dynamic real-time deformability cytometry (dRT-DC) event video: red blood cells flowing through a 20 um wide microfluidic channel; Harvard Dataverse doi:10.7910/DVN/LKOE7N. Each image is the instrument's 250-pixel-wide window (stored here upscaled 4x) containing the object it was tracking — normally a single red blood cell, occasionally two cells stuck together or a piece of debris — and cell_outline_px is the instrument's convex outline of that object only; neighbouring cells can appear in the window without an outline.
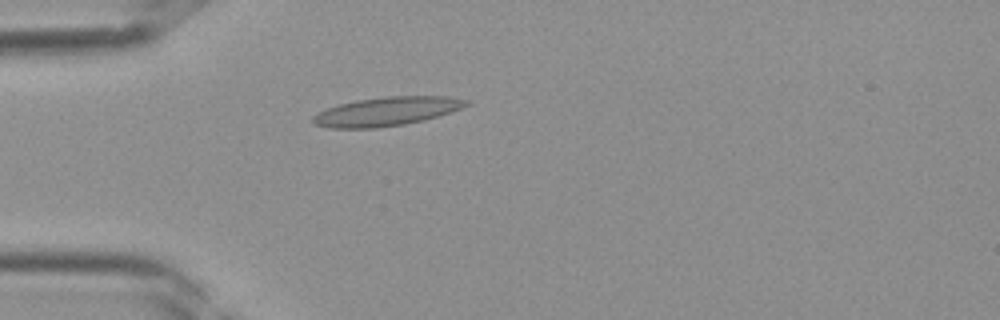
{"species": "Egyptian fruit bat (a non-hibernating species)", "species_latin": "Rousettus aegyptiacus", "temperature_condition": "room temperature", "stored_images_in_passage": 32, "camera_frame_rate_fps": 3000, "um_per_image_px": 0.085, "frame": {"image": 1, "passage_image": 4, "time_ms": 1.0, "image_size_px": [1000, 320], "cell_outline_px": [[472, 104], [452, 112], [424, 120], [404, 124], [376, 128], [328, 128], [316, 124], [312, 120], [312, 116], [316, 112], [340, 104], [356, 100], [388, 96], [448, 96], [468, 100]], "centroid_in_image_um": [32.9, 9.47], "position_along_channel_um": 52.1, "area_um2": 25.84}}
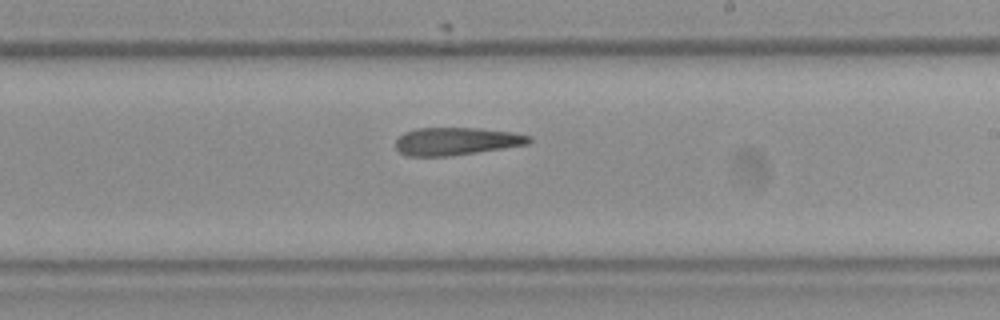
{"frame": {"image": 2, "passage_image": 16, "time_ms": 5.0, "image_size_px": [1000, 320], "cell_outline_px": [[532, 140], [528, 144], [476, 152], [448, 156], [408, 156], [400, 152], [396, 148], [396, 140], [404, 132], [416, 128], [480, 128], [512, 132], [532, 136]], "centroid_in_image_um": [38.78, 12.0], "position_along_channel_um": 250.2, "area_um2": 21.44}}
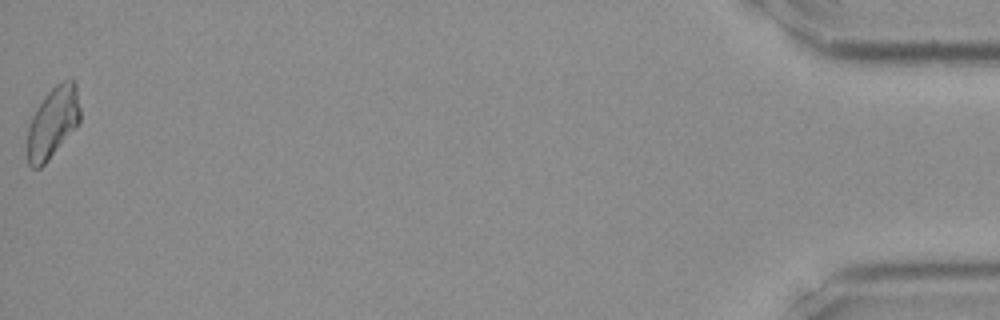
{"frame": {"image": 3, "passage_image": 32, "time_ms": 10.333, "image_size_px": [1000, 320], "cell_outline_px": [[80, 124], [48, 160], [40, 168], [32, 168], [28, 164], [28, 128], [32, 116], [44, 96], [60, 80], [72, 76], [76, 80], [80, 108]], "centroid_in_image_um": [4.54, 10.35], "position_along_channel_um": 430.7, "area_um2": 22.2}}